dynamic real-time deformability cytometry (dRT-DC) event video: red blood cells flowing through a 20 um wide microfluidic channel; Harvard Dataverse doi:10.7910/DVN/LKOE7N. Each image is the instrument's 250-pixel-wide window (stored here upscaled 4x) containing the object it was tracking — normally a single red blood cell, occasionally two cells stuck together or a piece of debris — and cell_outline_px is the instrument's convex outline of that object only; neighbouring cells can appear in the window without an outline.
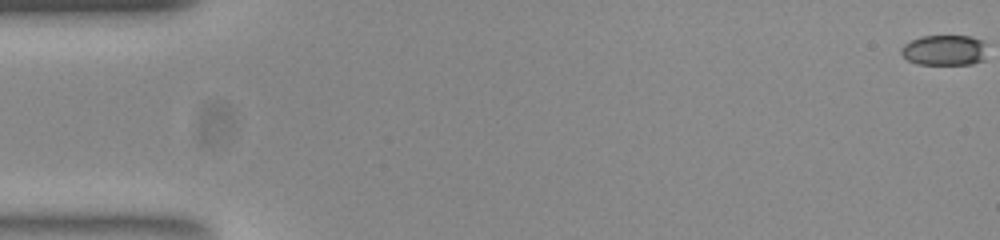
{"species": "common noctule bat (a hibernating species)", "species_latin": "Nyctalus noctula", "temperature_condition": "room temperature", "stored_images_in_passage": 45, "camera_frame_rate_fps": 3000, "um_per_image_px": 0.085, "animal": {"sex": "female", "body_mass_g": 23.0, "forearm_length_mm": 53.4}, "frame": {"image": 1, "passage_image": 1, "time_ms": 0.0, "image_size_px": [1000, 240], "cell_outline_px": [[984, 60], [972, 64], [916, 64], [908, 60], [900, 52], [900, 48], [904, 44], [920, 36], [972, 36], [984, 40]], "centroid_in_image_um": [80.26, 4.26], "position_along_channel_um": 4.7, "area_um2": 15.32}}
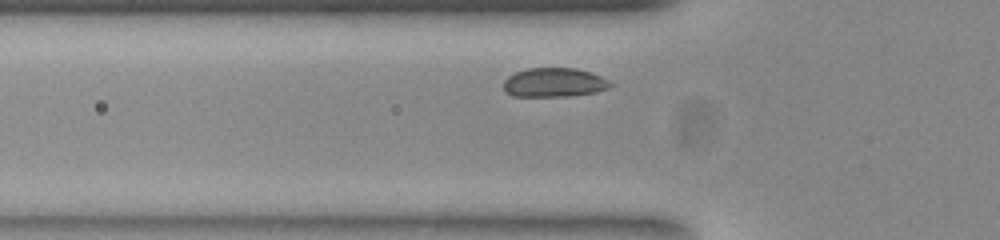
{"frame": {"image": 2, "passage_image": 20, "time_ms": 6.333, "image_size_px": [1000, 240], "cell_outline_px": [[612, 84], [608, 88], [596, 92], [568, 96], [512, 96], [504, 92], [504, 80], [508, 76], [516, 72], [528, 68], [576, 68], [600, 76], [608, 80]], "centroid_in_image_um": [47.06, 7.02], "position_along_channel_um": 78.7, "area_um2": 18.03}}
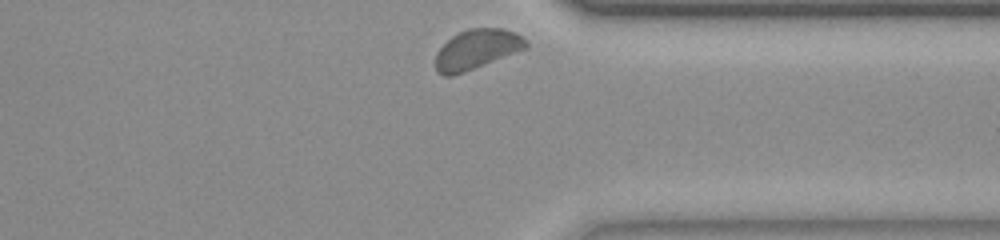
{"frame": {"image": 3, "passage_image": 45, "time_ms": 14.667, "image_size_px": [1000, 240], "cell_outline_px": [[528, 48], [464, 72], [452, 76], [444, 76], [436, 72], [436, 52], [452, 36], [468, 28], [504, 28], [516, 32], [528, 44]], "centroid_in_image_um": [40.52, 4.19], "position_along_channel_um": 370.9, "area_um2": 20.87}, "authors_computed_cell_mechanics": {"area_um2": 18.5538, "velocity_mm_per_s": 3.5513, "shape_relaxation_time_tau1_ms": 5.1469, "shape_relaxation_time_tau2_ms": null, "deformation_change_tau1": 0.0849, "deformation_change_tau2": null}}